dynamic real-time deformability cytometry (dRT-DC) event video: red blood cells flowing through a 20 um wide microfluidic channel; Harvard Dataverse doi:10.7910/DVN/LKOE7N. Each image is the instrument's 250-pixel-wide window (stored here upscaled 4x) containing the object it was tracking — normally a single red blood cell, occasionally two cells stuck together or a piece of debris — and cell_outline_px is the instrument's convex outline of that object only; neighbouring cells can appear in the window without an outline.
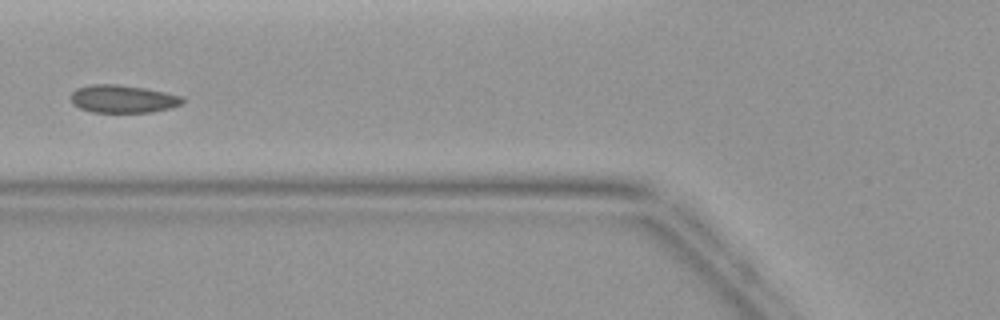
{"species": "common noctule bat (a hibernating species)", "species_latin": "Nyctalus noctula", "temperature_condition": "warm", "stored_images_in_passage": 6, "camera_frame_rate_fps": 3000, "um_per_image_px": 0.085, "animal": {"sex": "female", "body_mass_g": 19.9}, "frame": {"image": 1, "passage_image": 5, "time_ms": 5.667, "image_size_px": [1000, 320], "cell_outline_px": [[184, 104], [172, 108], [152, 112], [92, 112], [80, 108], [72, 104], [68, 96], [76, 88], [88, 84], [120, 84], [144, 88], [184, 96]], "centroid_in_image_um": [10.43, 8.4], "position_along_channel_um": 115.4, "area_um2": 18.5}}